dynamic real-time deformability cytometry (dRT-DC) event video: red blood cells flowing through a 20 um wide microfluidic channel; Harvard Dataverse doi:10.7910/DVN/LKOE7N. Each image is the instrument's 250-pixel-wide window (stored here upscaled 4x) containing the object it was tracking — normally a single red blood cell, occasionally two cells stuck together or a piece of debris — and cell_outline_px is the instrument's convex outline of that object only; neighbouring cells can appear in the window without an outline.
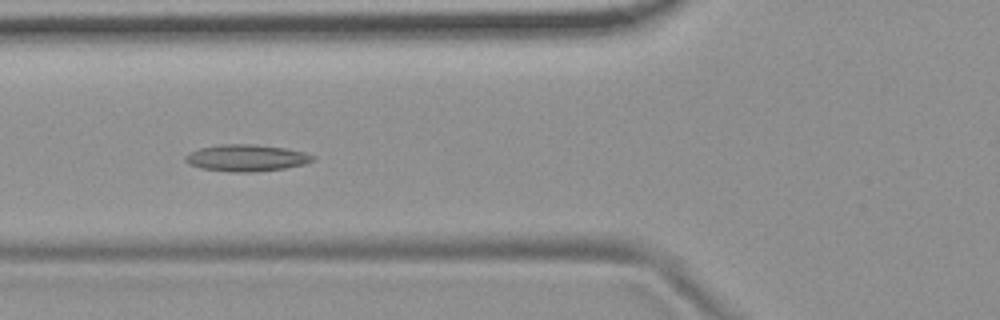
{"species": "common noctule bat (a hibernating species)", "species_latin": "Nyctalus noctula", "temperature_condition": "room temperature", "stored_images_in_passage": 8, "camera_frame_rate_fps": 3000, "um_per_image_px": 0.085, "animal": {"sex": "female", "body_mass_g": 19.9}, "frame": {"image": 1, "passage_image": 5, "time_ms": 1.333, "image_size_px": [1000, 320], "cell_outline_px": [[316, 160], [304, 164], [284, 168], [256, 172], [232, 172], [200, 168], [188, 164], [184, 160], [184, 156], [200, 148], [220, 144], [252, 144], [288, 148], [304, 152], [316, 156]], "centroid_in_image_um": [20.97, 13.42], "position_along_channel_um": 104.8, "area_um2": 20.0}}
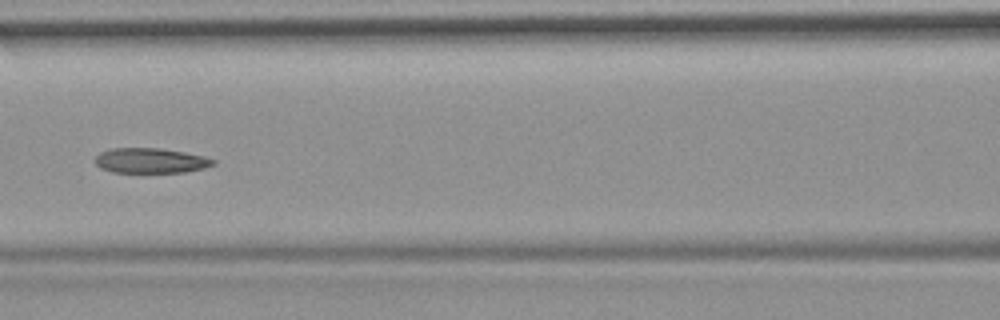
{"frame": {"image": 2, "passage_image": 6, "time_ms": 1.667, "image_size_px": [1000, 320], "cell_outline_px": [[216, 164], [204, 168], [184, 172], [112, 172], [100, 168], [92, 160], [100, 152], [112, 148], [160, 148], [184, 152], [204, 156], [216, 160]], "centroid_in_image_um": [12.78, 13.65], "position_along_channel_um": 153.8, "area_um2": 17.34}}
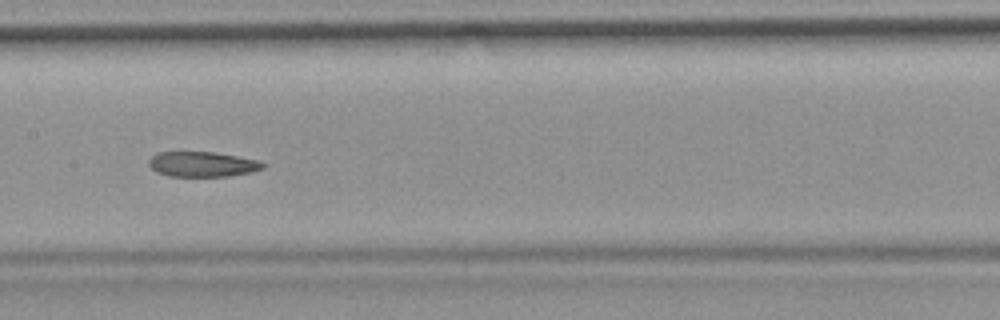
{"frame": {"image": 3, "passage_image": 7, "time_ms": 2.0, "image_size_px": [1000, 320], "cell_outline_px": [[268, 164], [264, 168], [252, 172], [228, 176], [168, 176], [156, 172], [148, 164], [148, 160], [156, 152], [216, 152], [260, 160]], "centroid_in_image_um": [17.24, 13.95], "position_along_channel_um": 190.2, "area_um2": 16.94}}